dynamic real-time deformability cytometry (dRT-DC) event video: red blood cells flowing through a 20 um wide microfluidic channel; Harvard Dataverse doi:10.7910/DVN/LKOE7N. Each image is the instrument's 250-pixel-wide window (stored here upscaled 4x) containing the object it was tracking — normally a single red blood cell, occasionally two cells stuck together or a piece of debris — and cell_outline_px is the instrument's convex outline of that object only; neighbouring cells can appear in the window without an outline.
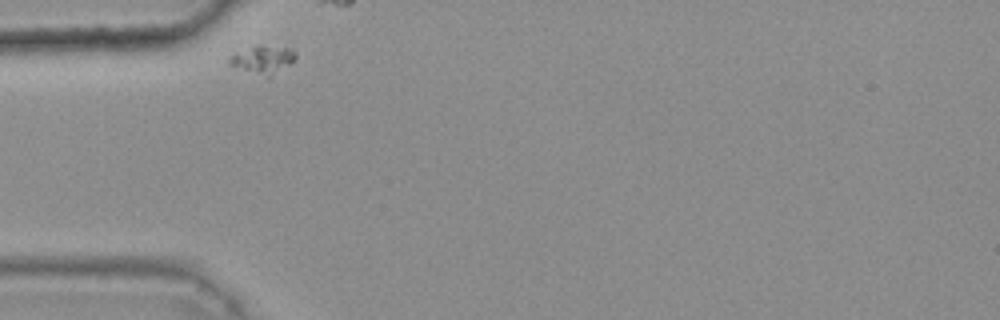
{"species": "common noctule bat (a hibernating species)", "species_latin": "Nyctalus noctula", "temperature_condition": "warm", "stored_images_in_passage": 7, "camera_frame_rate_fps": 3000, "um_per_image_px": 0.085, "animal": {"sex": "female", "body_mass_g": 25.1}, "frame": {"image": 1, "passage_image": 1, "time_ms": 0.0, "image_size_px": [1000, 320], "cell_outline_px": [[296, 56], [292, 64], [268, 76], [228, 64], [228, 60], [236, 52], [260, 44], [288, 48], [296, 52]], "centroid_in_image_um": [22.39, 5.01], "position_along_channel_um": 62.6, "area_um2": 10.35}}
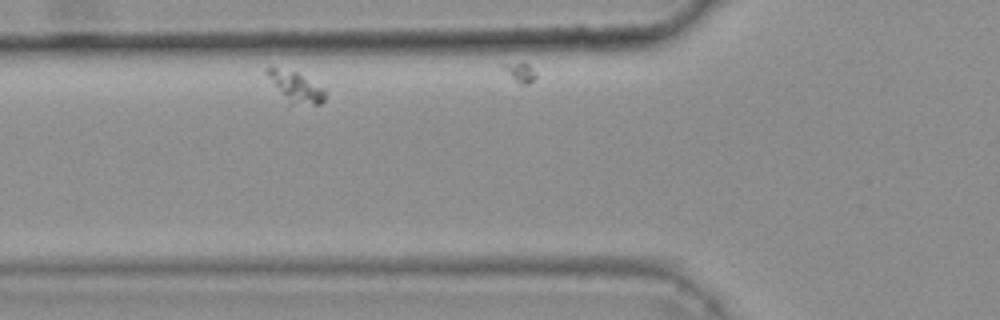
{"frame": {"image": 2, "passage_image": 5, "time_ms": 1.333, "image_size_px": [1000, 320], "cell_outline_px": [[324, 100], [320, 104], [288, 104], [264, 72], [264, 68], [268, 64], [272, 64], [296, 72], [324, 88]], "centroid_in_image_um": [25.04, 7.32], "position_along_channel_um": 100.8, "area_um2": 10.52}}